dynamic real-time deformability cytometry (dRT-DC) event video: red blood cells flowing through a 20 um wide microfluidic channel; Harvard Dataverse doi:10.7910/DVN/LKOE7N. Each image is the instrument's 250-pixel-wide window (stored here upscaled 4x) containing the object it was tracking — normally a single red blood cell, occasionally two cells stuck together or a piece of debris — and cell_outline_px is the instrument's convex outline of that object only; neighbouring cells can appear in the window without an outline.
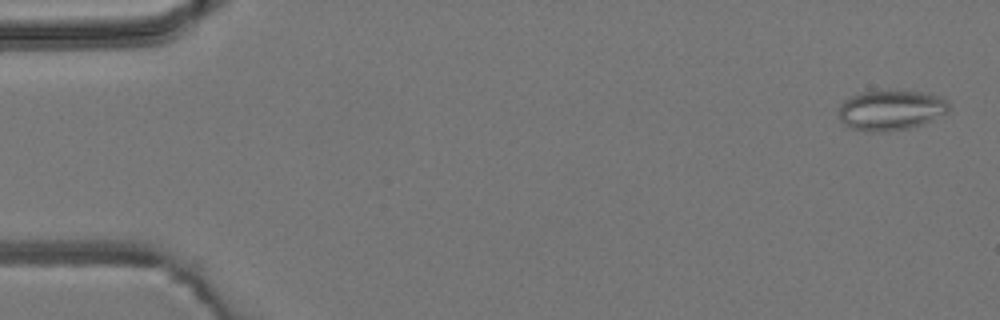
{"species": "common noctule bat (a hibernating species)", "species_latin": "Nyctalus noctula", "temperature_condition": "room temperature", "stored_images_in_passage": 4, "camera_frame_rate_fps": 3000, "um_per_image_px": 0.085, "animal": {"sex": "male", "body_mass_g": 19.2, "forearm_length_mm": 51.8}, "frame": {"image": 1, "passage_image": 1, "time_ms": 0.0, "image_size_px": [1000, 320], "cell_outline_px": [[948, 112], [924, 124], [912, 128], [888, 132], [864, 132], [852, 128], [844, 124], [840, 120], [840, 104], [848, 96], [856, 92], [888, 88], [896, 88], [928, 92], [944, 96], [948, 100]], "centroid_in_image_um": [75.75, 9.31], "position_along_channel_um": 9.3, "area_um2": 27.28}}